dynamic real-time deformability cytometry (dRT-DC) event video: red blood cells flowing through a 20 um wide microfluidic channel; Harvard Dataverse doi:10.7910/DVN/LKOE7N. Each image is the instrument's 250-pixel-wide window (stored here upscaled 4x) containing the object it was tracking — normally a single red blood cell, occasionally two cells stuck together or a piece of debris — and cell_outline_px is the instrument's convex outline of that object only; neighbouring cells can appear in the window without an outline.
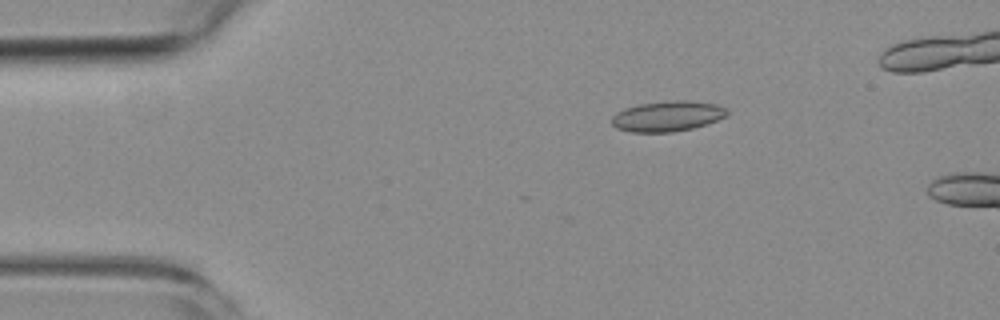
{"species": "common noctule bat (a hibernating species)", "species_latin": "Nyctalus noctula", "temperature_condition": "room temperature", "stored_images_in_passage": 3, "camera_frame_rate_fps": 3000, "um_per_image_px": 0.085, "animal": {"sex": "female", "body_mass_g": 19.3, "forearm_length_mm": 54.1}, "frame": {"image": 1, "passage_image": 1, "time_ms": 0.0, "image_size_px": [1000, 320], "cell_outline_px": [[728, 116], [692, 128], [672, 132], [632, 132], [616, 128], [612, 124], [612, 116], [616, 112], [624, 108], [640, 104], [672, 100], [688, 100], [716, 104], [728, 108]], "centroid_in_image_um": [56.74, 9.87], "position_along_channel_um": 28.3, "area_um2": 20.46}}